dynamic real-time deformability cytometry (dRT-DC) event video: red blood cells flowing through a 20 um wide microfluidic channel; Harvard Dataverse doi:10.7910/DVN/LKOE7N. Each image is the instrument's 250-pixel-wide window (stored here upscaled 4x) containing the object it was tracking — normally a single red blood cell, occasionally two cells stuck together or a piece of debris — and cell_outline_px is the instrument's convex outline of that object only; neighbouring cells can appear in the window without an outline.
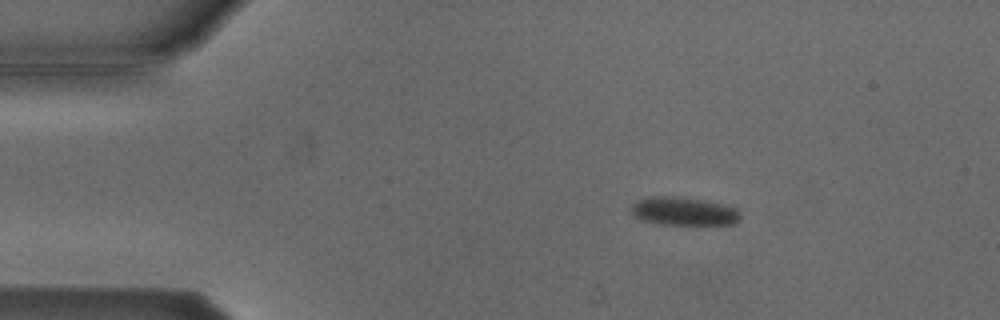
{"species": "Egyptian fruit bat (a non-hibernating species)", "species_latin": "Rousettus aegyptiacus", "temperature_condition": "cold", "stored_images_in_passage": 3, "camera_frame_rate_fps": 3000, "um_per_image_px": 0.085, "animal": {"sex": "male"}, "frame": {"image": 1, "passage_image": 1, "time_ms": 0.0, "image_size_px": [1000, 320], "cell_outline_px": [[740, 216], [732, 224], [660, 224], [644, 220], [636, 216], [632, 212], [632, 204], [648, 196], [672, 196], [700, 200], [720, 204], [736, 208]], "centroid_in_image_um": [58.08, 17.95], "position_along_channel_um": 26.9, "area_um2": 17.4}}
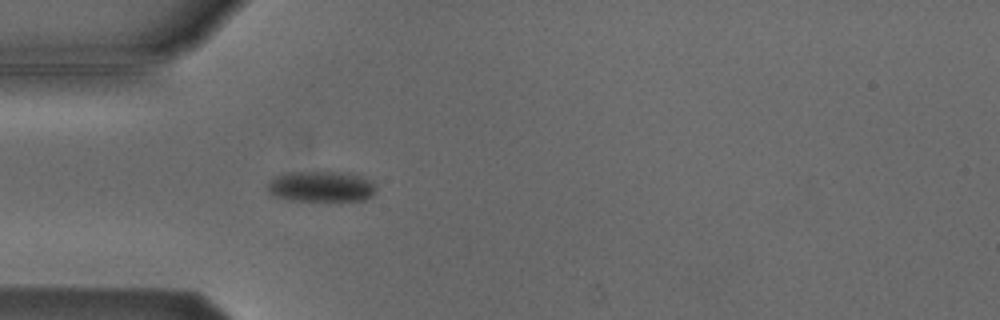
{"frame": {"image": 2, "passage_image": 3, "time_ms": 2.333, "image_size_px": [1000, 320], "cell_outline_px": [[376, 192], [368, 200], [340, 204], [288, 200], [272, 196], [268, 192], [268, 184], [276, 176], [288, 172], [336, 172], [360, 176], [368, 180], [376, 188]], "centroid_in_image_um": [27.33, 15.94], "position_along_channel_um": 57.7, "area_um2": 20.35}}